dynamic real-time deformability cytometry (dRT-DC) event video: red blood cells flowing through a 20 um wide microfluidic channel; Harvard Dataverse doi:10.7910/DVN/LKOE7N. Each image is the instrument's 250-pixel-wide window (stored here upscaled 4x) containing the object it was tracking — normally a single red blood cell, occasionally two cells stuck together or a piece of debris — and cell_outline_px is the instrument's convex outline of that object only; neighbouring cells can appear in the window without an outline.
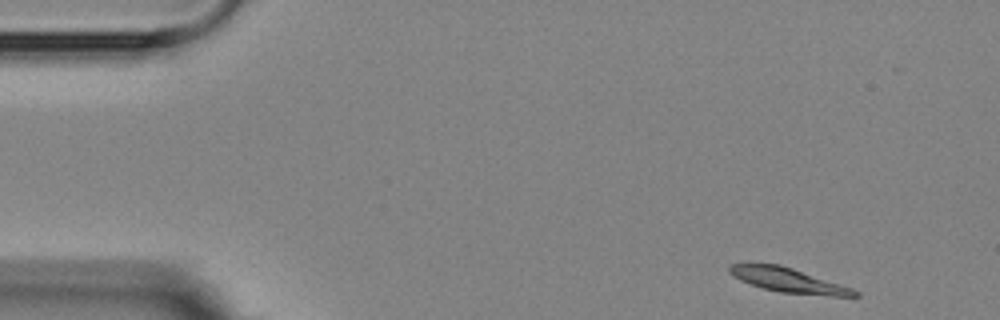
{"species": "Egyptian fruit bat (a non-hibernating species)", "species_latin": "Rousettus aegyptiacus", "temperature_condition": "room temperature", "stored_images_in_passage": 4, "camera_frame_rate_fps": 3000, "um_per_image_px": 0.085, "animal": {"sex": "female"}, "frame": {"image": 1, "passage_image": 1, "time_ms": 0.0, "image_size_px": [1000, 320], "cell_outline_px": [[860, 296], [832, 296], [780, 292], [764, 288], [740, 280], [732, 276], [728, 272], [728, 264], [748, 260], [780, 264], [852, 288], [860, 292]], "centroid_in_image_um": [66.88, 23.76], "position_along_channel_um": 18.1, "area_um2": 18.32}}
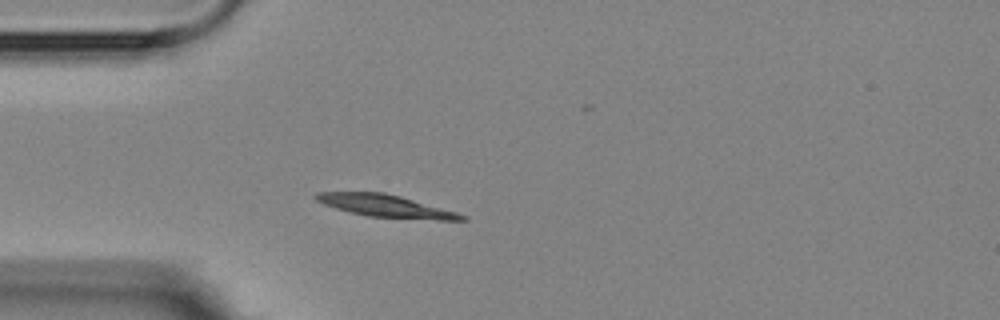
{"frame": {"image": 2, "passage_image": 4, "time_ms": 3.333, "image_size_px": [1000, 320], "cell_outline_px": [[468, 220], [436, 220], [368, 216], [348, 212], [324, 204], [316, 200], [312, 196], [316, 192], [384, 192], [400, 196], [456, 212], [468, 216]], "centroid_in_image_um": [32.77, 17.5], "position_along_channel_um": 52.2, "area_um2": 18.9}}